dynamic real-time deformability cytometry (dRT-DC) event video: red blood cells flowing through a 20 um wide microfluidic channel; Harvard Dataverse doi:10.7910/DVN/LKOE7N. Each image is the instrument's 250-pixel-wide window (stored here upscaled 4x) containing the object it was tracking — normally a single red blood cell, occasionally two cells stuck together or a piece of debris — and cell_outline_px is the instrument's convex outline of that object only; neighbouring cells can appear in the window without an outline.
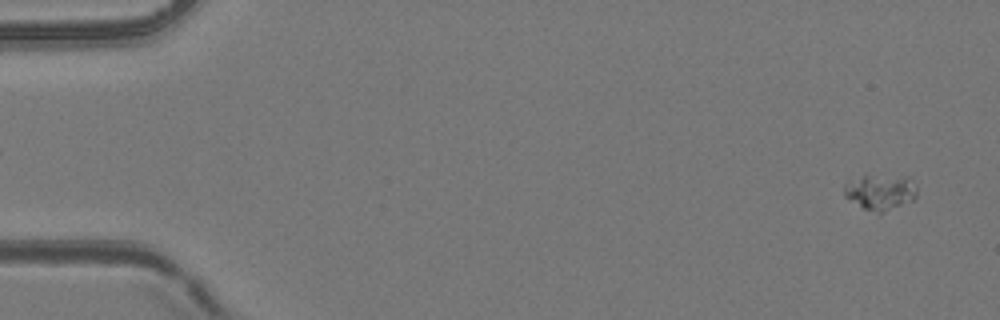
{"species": "common noctule bat (a hibernating species)", "species_latin": "Nyctalus noctula", "temperature_condition": "room temperature", "stored_images_in_passage": 55, "camera_frame_rate_fps": 3000, "um_per_image_px": 0.085, "animal": {"sex": "female", "body_mass_g": 24.6, "forearm_length_mm": 56.2}, "frame": {"image": 1, "passage_image": 3, "time_ms": 0.667, "image_size_px": [1000, 320], "cell_outline_px": [[916, 200], [884, 212], [876, 212], [864, 208], [844, 196], [844, 184], [848, 180], [864, 176], [908, 176], [912, 180], [916, 188]], "centroid_in_image_um": [74.86, 16.32], "position_along_channel_um": 10.1, "area_um2": 15.03}}
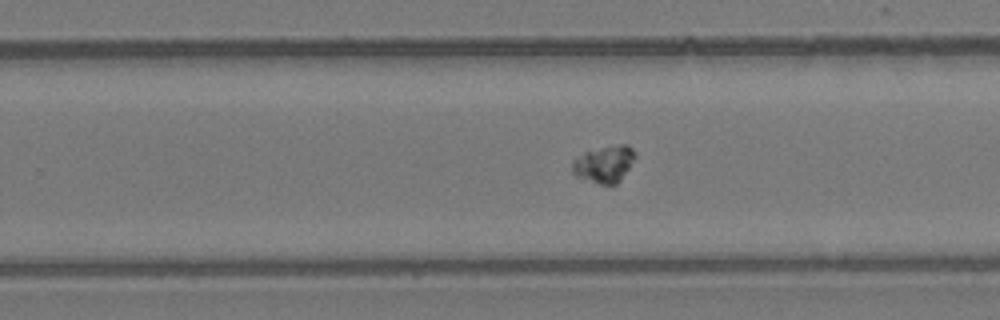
{"frame": {"image": 2, "passage_image": 35, "time_ms": 11.333, "image_size_px": [1000, 320], "cell_outline_px": [[636, 156], [620, 180], [612, 188], [576, 176], [572, 172], [572, 160], [584, 152], [620, 144], [628, 144], [636, 152]], "centroid_in_image_um": [51.37, 13.97], "position_along_channel_um": 278.4, "area_um2": 13.53}}
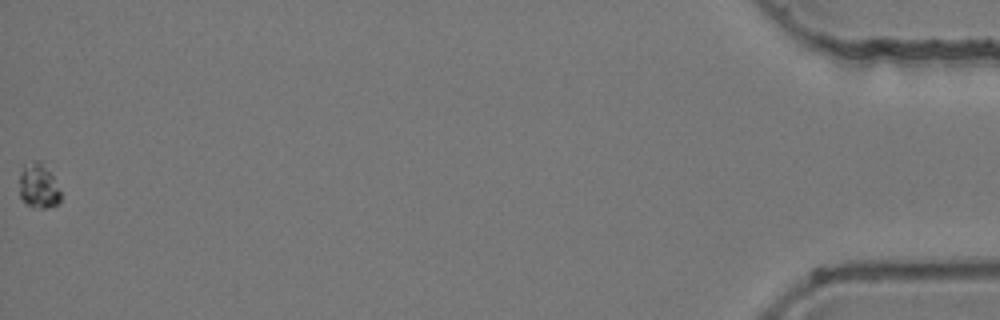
{"frame": {"image": 3, "passage_image": 55, "time_ms": 18.0, "image_size_px": [1000, 320], "cell_outline_px": [[60, 204], [48, 208], [40, 208], [28, 204], [20, 196], [20, 172], [24, 164], [32, 160], [40, 160], [52, 176], [60, 192]], "centroid_in_image_um": [3.27, 15.79], "position_along_channel_um": 431.9, "area_um2": 10.64}, "authors_computed_cell_mechanics": {"area_um2": 14.5656, "velocity_mm_per_s": 3.8831, "shape_relaxation_time_tau1_ms": 11.018, "shape_relaxation_time_tau2_ms": 4.0422, "deformation_change_tau1": 0.0976, "deformation_change_tau2": 0.0299}}